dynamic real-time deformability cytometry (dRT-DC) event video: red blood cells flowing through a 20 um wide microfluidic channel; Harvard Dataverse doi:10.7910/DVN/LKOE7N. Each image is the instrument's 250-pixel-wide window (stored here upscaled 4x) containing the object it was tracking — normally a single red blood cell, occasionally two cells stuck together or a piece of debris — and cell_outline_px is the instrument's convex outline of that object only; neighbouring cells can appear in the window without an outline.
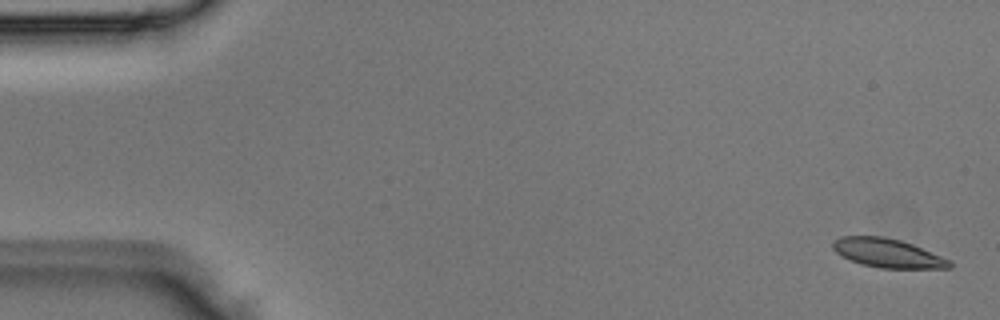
{"species": "Egyptian fruit bat (a non-hibernating species)", "species_latin": "Rousettus aegyptiacus", "temperature_condition": "room temperature", "stored_images_in_passage": 4, "camera_frame_rate_fps": 3000, "um_per_image_px": 0.085, "animal": {"sex": "male"}, "frame": {"image": 1, "passage_image": 1, "time_ms": 0.0, "image_size_px": [1000, 320], "cell_outline_px": [[952, 268], [880, 268], [860, 264], [836, 252], [832, 248], [832, 240], [840, 236], [884, 236], [900, 240], [912, 244], [940, 256], [948, 260], [952, 264]], "centroid_in_image_um": [75.4, 21.5], "position_along_channel_um": 9.6, "area_um2": 19.48}}